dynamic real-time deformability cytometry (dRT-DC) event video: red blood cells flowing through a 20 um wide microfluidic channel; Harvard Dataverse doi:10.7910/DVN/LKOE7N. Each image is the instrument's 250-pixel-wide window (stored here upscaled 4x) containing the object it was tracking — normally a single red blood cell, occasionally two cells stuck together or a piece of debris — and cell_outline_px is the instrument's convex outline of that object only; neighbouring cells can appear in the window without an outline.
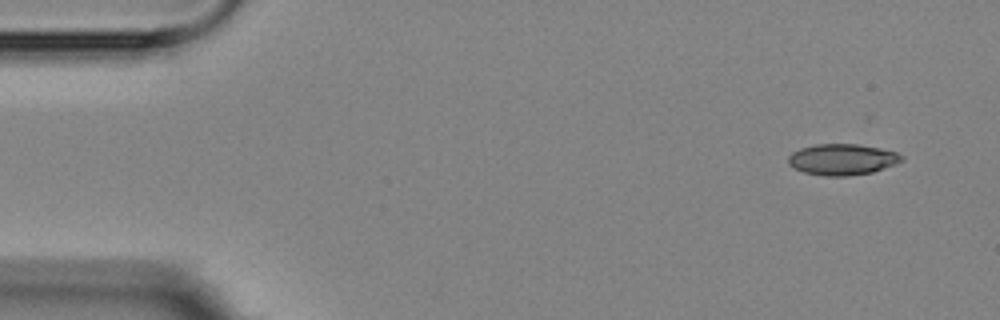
{"species": "Egyptian fruit bat (a non-hibernating species)", "species_latin": "Rousettus aegyptiacus", "temperature_condition": "room temperature", "stored_images_in_passage": 5, "camera_frame_rate_fps": 3000, "um_per_image_px": 0.085, "animal": {"sex": "female"}, "frame": {"image": 1, "passage_image": 1, "time_ms": 0.0, "image_size_px": [1000, 320], "cell_outline_px": [[904, 160], [896, 164], [872, 172], [848, 176], [824, 176], [804, 172], [792, 168], [788, 164], [788, 156], [792, 152], [800, 148], [816, 144], [860, 144], [880, 148], [896, 152], [904, 156]], "centroid_in_image_um": [71.58, 13.55], "position_along_channel_um": 13.4, "area_um2": 20.75}}
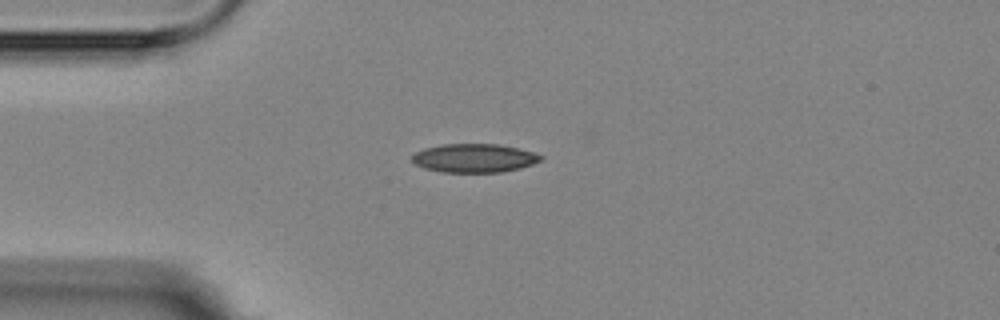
{"frame": {"image": 2, "passage_image": 4, "time_ms": 3.333, "image_size_px": [1000, 320], "cell_outline_px": [[544, 156], [540, 160], [532, 164], [520, 168], [500, 172], [440, 172], [424, 168], [416, 164], [412, 160], [412, 156], [416, 152], [424, 148], [440, 144], [500, 144], [532, 152]], "centroid_in_image_um": [40.28, 13.43], "position_along_channel_um": 44.7, "area_um2": 21.39}}
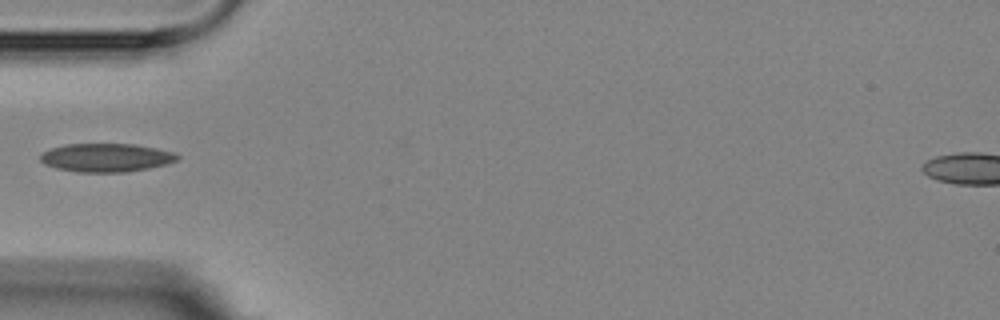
{"frame": {"image": 3, "passage_image": 5, "time_ms": 4.667, "image_size_px": [1000, 320], "cell_outline_px": [[180, 156], [176, 160], [164, 164], [148, 168], [128, 172], [76, 172], [56, 168], [44, 164], [40, 160], [40, 156], [44, 152], [52, 148], [64, 144], [136, 144], [176, 152]], "centroid_in_image_um": [9.03, 13.39], "position_along_channel_um": 76.0, "area_um2": 22.72}}